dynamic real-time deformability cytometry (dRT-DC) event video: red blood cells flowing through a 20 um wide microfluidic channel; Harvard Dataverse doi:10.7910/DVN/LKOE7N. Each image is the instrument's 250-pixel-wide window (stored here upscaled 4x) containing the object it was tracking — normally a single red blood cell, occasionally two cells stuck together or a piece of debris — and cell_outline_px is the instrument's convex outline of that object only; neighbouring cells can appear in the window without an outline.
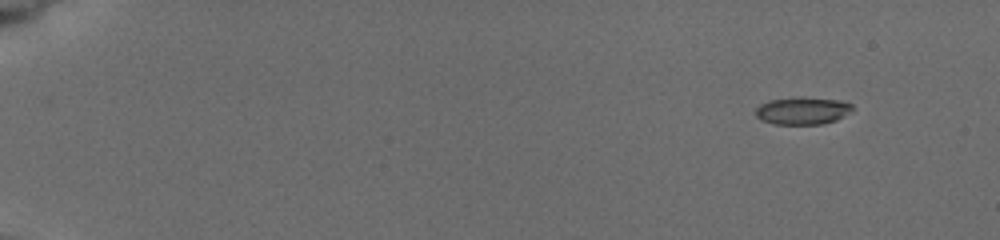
{"species": "common noctule bat (a hibernating species)", "species_latin": "Nyctalus noctula", "temperature_condition": "cold", "stored_images_in_passage": 9, "camera_frame_rate_fps": 3000, "um_per_image_px": 0.085, "animal": {"sex": "female", "body_mass_g": 19.5, "forearm_length_mm": 54.1}, "frame": {"image": 1, "passage_image": 1, "time_ms": 0.0, "image_size_px": [1000, 240], "cell_outline_px": [[856, 108], [852, 112], [836, 120], [824, 124], [772, 124], [760, 120], [756, 116], [756, 108], [760, 104], [768, 100], [840, 100], [852, 104]], "centroid_in_image_um": [68.24, 9.47], "position_along_channel_um": 16.8, "area_um2": 14.85}}
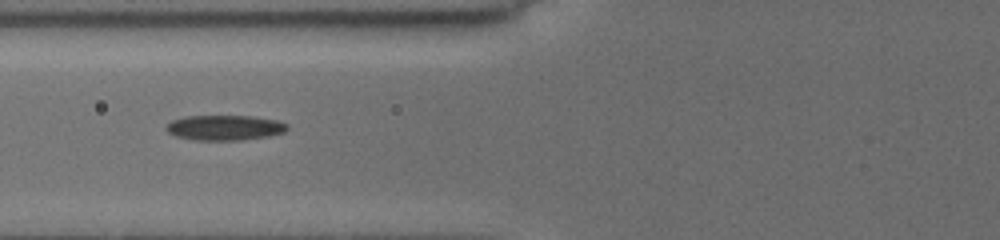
{"frame": {"image": 2, "passage_image": 8, "time_ms": 6.333, "image_size_px": [1000, 240], "cell_outline_px": [[288, 128], [284, 132], [268, 136], [240, 140], [196, 140], [176, 136], [168, 132], [164, 128], [172, 120], [184, 116], [252, 116], [276, 120], [288, 124]], "centroid_in_image_um": [19.09, 10.85], "position_along_channel_um": 106.7, "area_um2": 17.69}}
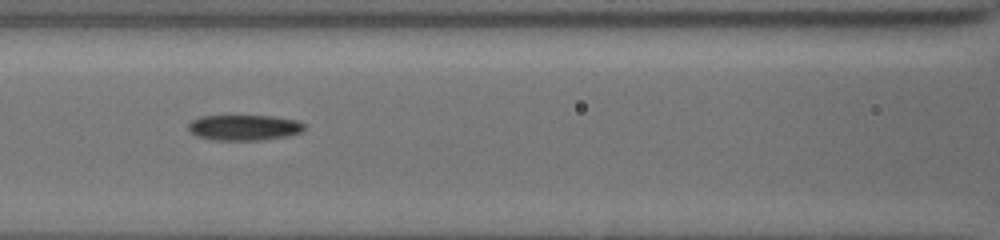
{"frame": {"image": 3, "passage_image": 9, "time_ms": 7.333, "image_size_px": [1000, 240], "cell_outline_px": [[304, 128], [300, 132], [288, 136], [264, 140], [212, 140], [196, 136], [188, 128], [188, 124], [192, 120], [200, 116], [272, 116], [296, 120], [304, 124]], "centroid_in_image_um": [20.74, 10.85], "position_along_channel_um": 145.9, "area_um2": 17.28}}